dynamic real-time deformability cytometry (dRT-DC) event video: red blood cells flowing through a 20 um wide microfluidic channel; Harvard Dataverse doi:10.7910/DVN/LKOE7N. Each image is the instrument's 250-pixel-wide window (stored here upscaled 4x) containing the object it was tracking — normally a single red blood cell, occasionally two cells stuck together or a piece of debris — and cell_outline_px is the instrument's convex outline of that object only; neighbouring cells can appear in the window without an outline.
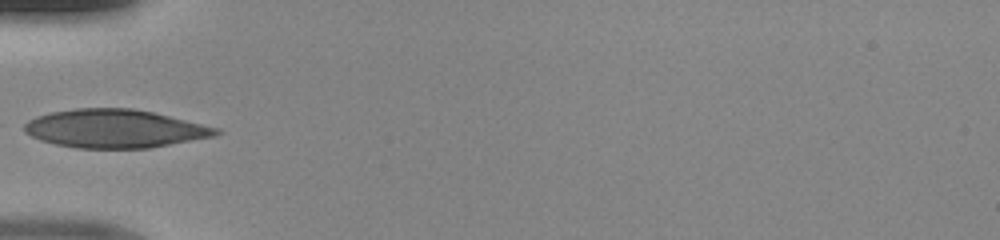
{"species": "human", "species_latin": "Homo sapiens", "temperature_condition": "room temperature", "stored_images_in_passage": 32, "camera_frame_rate_fps": 3000, "um_per_image_px": 0.085, "donor": {"sex": "male"}, "frame": {"image": 1, "passage_image": 1, "time_ms": 0.0, "image_size_px": [1000, 240], "cell_outline_px": [[224, 132], [216, 136], [148, 148], [76, 148], [56, 144], [40, 140], [24, 132], [24, 124], [28, 120], [36, 116], [52, 112], [76, 108], [132, 108], [152, 112], [220, 128]], "centroid_in_image_um": [9.77, 10.93], "position_along_channel_um": 75.2, "area_um2": 42.83}}
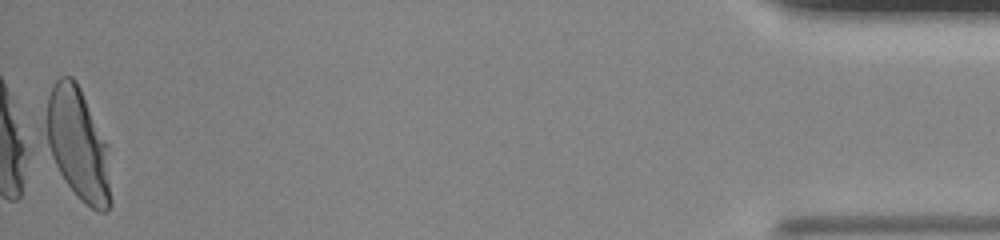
{"frame": {"image": 2, "passage_image": 32, "time_ms": 10.333, "image_size_px": [1000, 240], "cell_outline_px": [[112, 204], [104, 212], [96, 212], [80, 200], [64, 180], [44, 148], [36, 124], [48, 96], [56, 80], [60, 76], [72, 76], [76, 80], [108, 144], [112, 200]], "centroid_in_image_um": [6.5, 12.23], "position_along_channel_um": 428.7, "area_um2": 45.03}}